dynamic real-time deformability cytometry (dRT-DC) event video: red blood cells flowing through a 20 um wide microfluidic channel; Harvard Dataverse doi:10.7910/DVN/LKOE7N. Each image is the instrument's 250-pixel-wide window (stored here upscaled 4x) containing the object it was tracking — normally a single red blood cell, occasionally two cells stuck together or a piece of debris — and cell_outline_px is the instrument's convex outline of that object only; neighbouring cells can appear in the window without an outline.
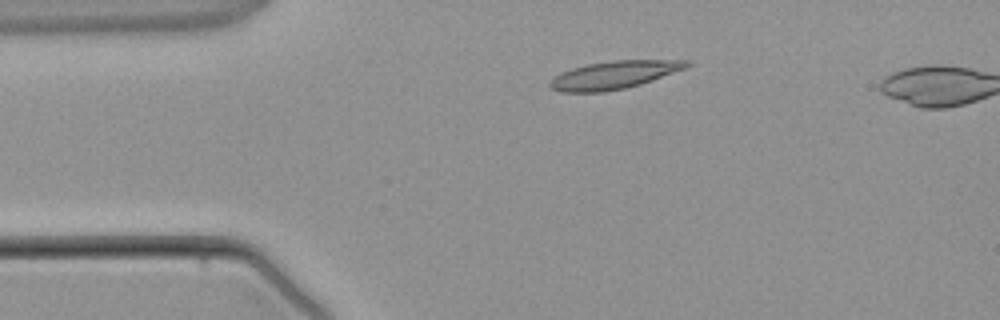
{"species": "common noctule bat (a hibernating species)", "species_latin": "Nyctalus noctula", "temperature_condition": "warm", "stored_images_in_passage": 3, "camera_frame_rate_fps": 3000, "um_per_image_px": 0.085, "animal": {"sex": "male", "body_mass_g": 21.5, "forearm_length_mm": 52.0}, "frame": {"image": 1, "passage_image": 1, "time_ms": 0.0, "image_size_px": [1000, 320], "cell_outline_px": [[692, 64], [688, 68], [640, 84], [624, 88], [604, 92], [560, 92], [552, 88], [548, 84], [560, 72], [572, 68], [588, 64], [612, 60], [692, 60]], "centroid_in_image_um": [52.24, 6.36], "position_along_channel_um": 32.8, "area_um2": 22.25}}
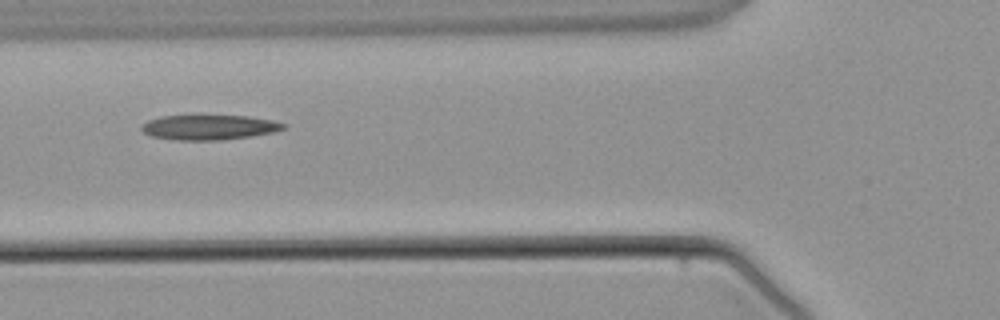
{"frame": {"image": 2, "passage_image": 3, "time_ms": 2.333, "image_size_px": [1000, 320], "cell_outline_px": [[288, 128], [272, 132], [252, 136], [220, 140], [176, 140], [152, 136], [144, 132], [140, 128], [140, 124], [148, 120], [160, 116], [248, 116], [272, 120], [288, 124]], "centroid_in_image_um": [17.79, 10.82], "position_along_channel_um": 108.0, "area_um2": 20.63}}